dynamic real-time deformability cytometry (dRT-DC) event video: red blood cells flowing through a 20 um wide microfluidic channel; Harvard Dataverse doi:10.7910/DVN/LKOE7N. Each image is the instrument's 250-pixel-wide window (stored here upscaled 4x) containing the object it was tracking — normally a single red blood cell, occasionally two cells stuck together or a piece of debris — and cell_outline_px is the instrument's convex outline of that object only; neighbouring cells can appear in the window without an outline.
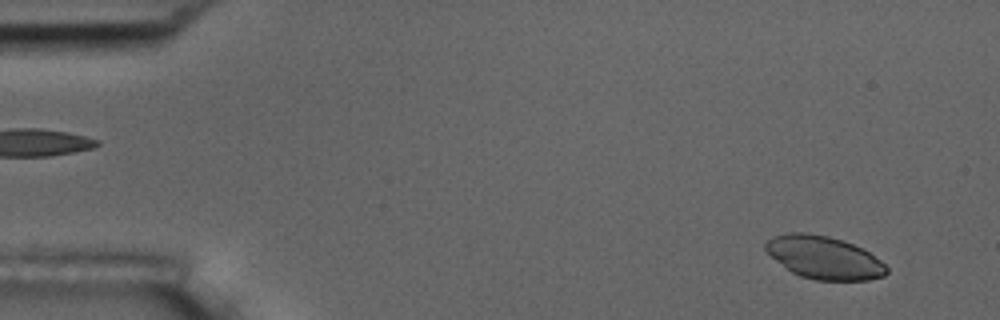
{"species": "common noctule bat (a hibernating species)", "species_latin": "Nyctalus noctula", "temperature_condition": "room temperature", "stored_images_in_passage": 5, "camera_frame_rate_fps": 3000, "um_per_image_px": 0.085, "animal": {"sex": "male", "body_mass_g": 17.5, "forearm_length_mm": 52.3}, "frame": {"image": 1, "passage_image": 1, "time_ms": 0.0, "image_size_px": [1000, 320], "cell_outline_px": [[888, 272], [884, 276], [868, 280], [816, 280], [800, 276], [792, 272], [776, 260], [764, 248], [764, 244], [772, 236], [788, 232], [804, 232], [828, 236], [864, 248], [880, 260], [888, 268]], "centroid_in_image_um": [70.05, 21.89], "position_along_channel_um": 15.0, "area_um2": 30.11}}